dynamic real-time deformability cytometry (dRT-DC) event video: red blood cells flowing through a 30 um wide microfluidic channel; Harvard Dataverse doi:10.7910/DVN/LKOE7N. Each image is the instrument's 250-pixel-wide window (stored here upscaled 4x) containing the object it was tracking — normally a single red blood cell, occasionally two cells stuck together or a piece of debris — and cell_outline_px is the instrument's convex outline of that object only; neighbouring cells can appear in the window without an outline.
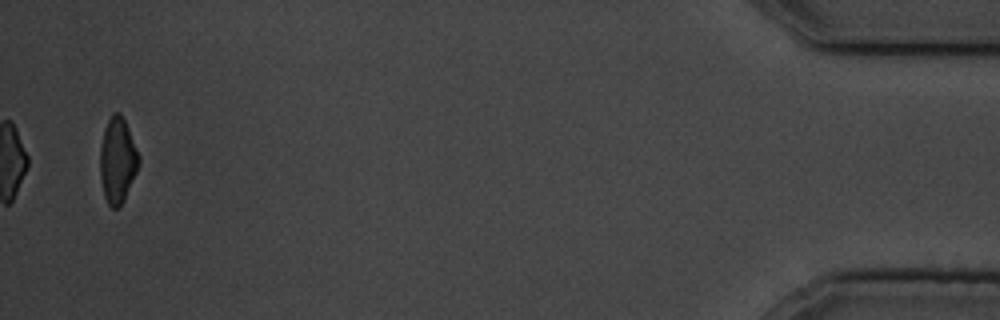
{"species": "common noctule bat (a hibernating species)", "species_latin": "Nyctalus noctula", "temperature_condition": "cold", "stored_images_in_passage": 12, "camera_frame_rate_fps": 3000, "um_per_image_px": 0.085, "animal": {"sex": "male", "body_mass_g": 19.5, "forearm_length_mm": 54.6}, "frame": {"image": 1, "passage_image": 12, "time_ms": 13.667, "image_size_px": [1000, 320], "cell_outline_px": [[140, 164], [124, 200], [116, 208], [112, 208], [108, 204], [104, 196], [100, 176], [100, 148], [104, 128], [112, 112], [120, 112], [128, 128], [140, 156]], "centroid_in_image_um": [9.99, 13.61], "position_along_channel_um": 425.2, "area_um2": 19.31}, "authors_computed_cell_mechanics": {"area_um2": 20.9525, "velocity_mm_per_s": 3.4729, "shape_relaxation_time_tau1_ms": 2.2003, "shape_relaxation_time_tau2_ms": 2.6065, "deformation_change_tau1": 0.1052, "deformation_change_tau2": 0.0603}}